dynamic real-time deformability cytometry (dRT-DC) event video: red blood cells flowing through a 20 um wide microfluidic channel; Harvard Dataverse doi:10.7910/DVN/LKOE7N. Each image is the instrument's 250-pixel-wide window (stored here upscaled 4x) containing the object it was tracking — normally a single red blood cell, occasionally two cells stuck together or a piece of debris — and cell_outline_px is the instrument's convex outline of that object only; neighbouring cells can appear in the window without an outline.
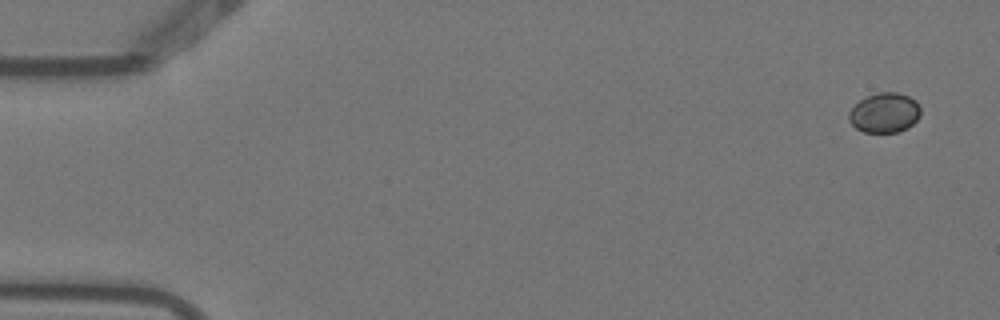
{"species": "Egyptian fruit bat (a non-hibernating species)", "species_latin": "Rousettus aegyptiacus", "temperature_condition": "warm", "stored_images_in_passage": 5, "camera_frame_rate_fps": 3000, "um_per_image_px": 0.085, "animal": {"sex": "female"}, "frame": {"image": 1, "passage_image": 1, "time_ms": 0.0, "image_size_px": [1000, 320], "cell_outline_px": [[920, 116], [908, 128], [896, 132], [864, 132], [856, 128], [848, 120], [848, 112], [860, 100], [868, 96], [880, 92], [896, 92], [908, 96], [916, 100], [920, 108]], "centroid_in_image_um": [75.19, 9.59], "position_along_channel_um": 9.8, "area_um2": 16.59}}
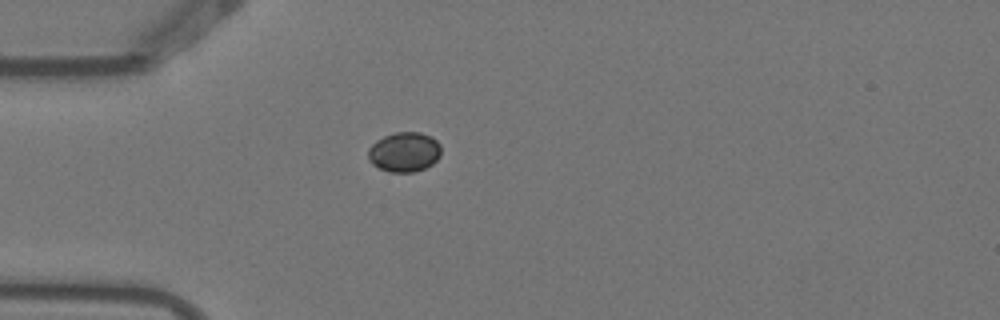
{"frame": {"image": 2, "passage_image": 4, "time_ms": 1.0, "image_size_px": [1000, 320], "cell_outline_px": [[440, 156], [432, 164], [424, 168], [412, 172], [388, 172], [372, 164], [368, 160], [368, 148], [376, 140], [384, 136], [396, 132], [420, 132], [432, 136], [440, 144]], "centroid_in_image_um": [34.35, 12.91], "position_along_channel_um": 50.6, "area_um2": 16.99}}